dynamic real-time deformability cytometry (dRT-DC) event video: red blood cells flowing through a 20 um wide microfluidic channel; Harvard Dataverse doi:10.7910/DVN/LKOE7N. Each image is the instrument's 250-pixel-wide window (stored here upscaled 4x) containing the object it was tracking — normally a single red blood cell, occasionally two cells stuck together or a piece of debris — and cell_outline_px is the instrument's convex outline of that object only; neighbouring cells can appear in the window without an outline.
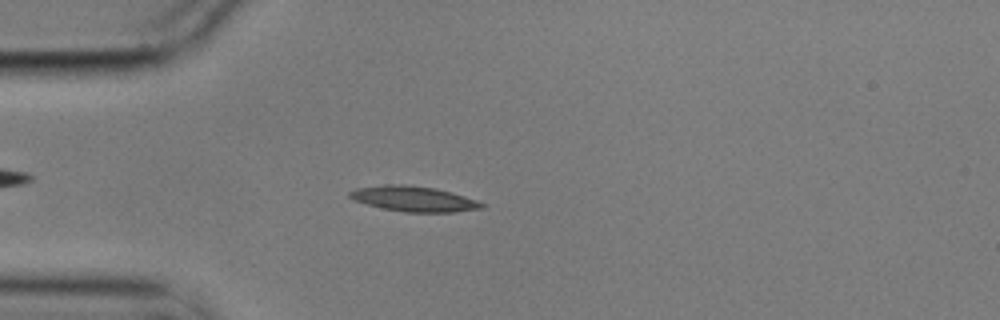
{"species": "common noctule bat (a hibernating species)", "species_latin": "Nyctalus noctula", "temperature_condition": "cold", "stored_images_in_passage": 55, "camera_frame_rate_fps": 3000, "um_per_image_px": 0.085, "animal": {"sex": "male", "body_mass_g": 17.9}, "frame": {"image": 1, "passage_image": 14, "time_ms": 4.333, "image_size_px": [1000, 320], "cell_outline_px": [[488, 204], [484, 208], [456, 212], [404, 212], [384, 208], [352, 200], [348, 196], [348, 192], [356, 188], [384, 184], [404, 184], [436, 188], [452, 192]], "centroid_in_image_um": [35.19, 16.89], "position_along_channel_um": 49.8, "area_um2": 19.65}}
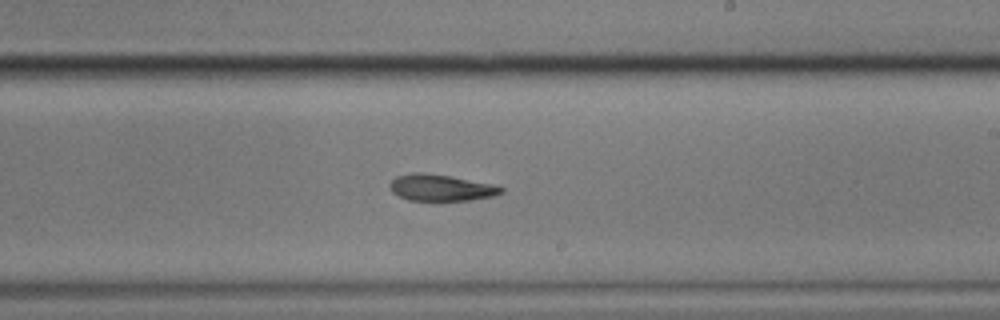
{"frame": {"image": 2, "passage_image": 32, "time_ms": 10.333, "image_size_px": [1000, 320], "cell_outline_px": [[504, 192], [496, 196], [472, 200], [408, 200], [392, 192], [388, 184], [396, 176], [412, 172], [424, 172], [448, 176], [492, 184], [504, 188]], "centroid_in_image_um": [37.48, 15.95], "position_along_channel_um": 251.5, "area_um2": 17.17}}
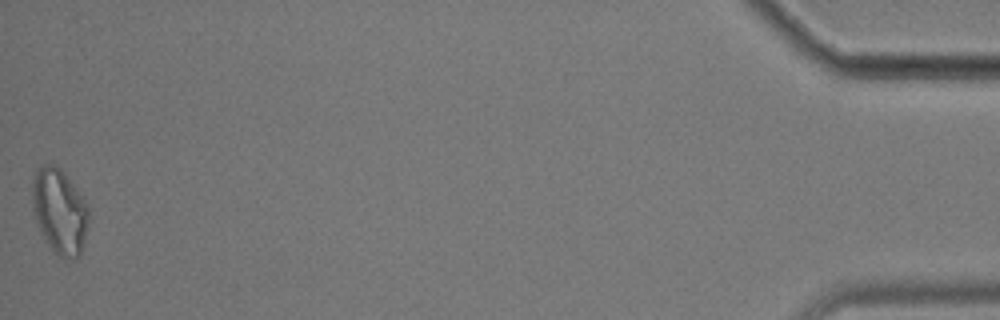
{"frame": {"image": 3, "passage_image": 55, "time_ms": 18.0, "image_size_px": [1000, 320], "cell_outline_px": [[88, 224], [80, 256], [60, 256], [52, 252], [44, 240], [32, 212], [32, 180], [36, 172], [44, 164], [56, 164], [64, 172], [88, 204]], "centroid_in_image_um": [5.04, 17.94], "position_along_channel_um": 430.2, "area_um2": 28.03}, "authors_computed_cell_mechanics": {"area_um2": 18.2648, "velocity_mm_per_s": 3.5497, "shape_relaxation_time_tau1_ms": 5.5292, "shape_relaxation_time_tau2_ms": 10.613, "deformation_change_tau1": 0.1543, "deformation_change_tau2": 0.1883}}